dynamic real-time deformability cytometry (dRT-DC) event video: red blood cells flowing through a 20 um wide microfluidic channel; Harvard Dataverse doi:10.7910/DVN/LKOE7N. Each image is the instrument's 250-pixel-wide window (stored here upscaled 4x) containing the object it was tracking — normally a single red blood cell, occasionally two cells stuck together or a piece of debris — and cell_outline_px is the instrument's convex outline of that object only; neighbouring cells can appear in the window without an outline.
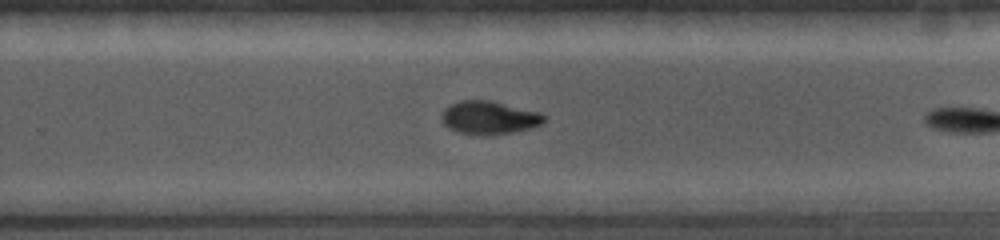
{"species": "common noctule bat (a hibernating species)", "species_latin": "Nyctalus noctula", "temperature_condition": "cold", "stored_images_in_passage": 9, "camera_frame_rate_fps": 5000, "um_per_image_px": 0.085, "animal": {"sex": "female", "body_mass_g": 19.0, "forearm_length_mm": 56.7}, "frame": {"image": 1, "passage_image": 8, "time_ms": 5.4, "image_size_px": [1000, 240], "cell_outline_px": [[548, 116], [540, 124], [528, 128], [512, 132], [488, 136], [460, 132], [448, 128], [444, 124], [440, 116], [444, 108], [460, 100], [488, 100], [540, 112]], "centroid_in_image_um": [41.55, 10.0], "position_along_channel_um": 288.2, "area_um2": 19.71}}